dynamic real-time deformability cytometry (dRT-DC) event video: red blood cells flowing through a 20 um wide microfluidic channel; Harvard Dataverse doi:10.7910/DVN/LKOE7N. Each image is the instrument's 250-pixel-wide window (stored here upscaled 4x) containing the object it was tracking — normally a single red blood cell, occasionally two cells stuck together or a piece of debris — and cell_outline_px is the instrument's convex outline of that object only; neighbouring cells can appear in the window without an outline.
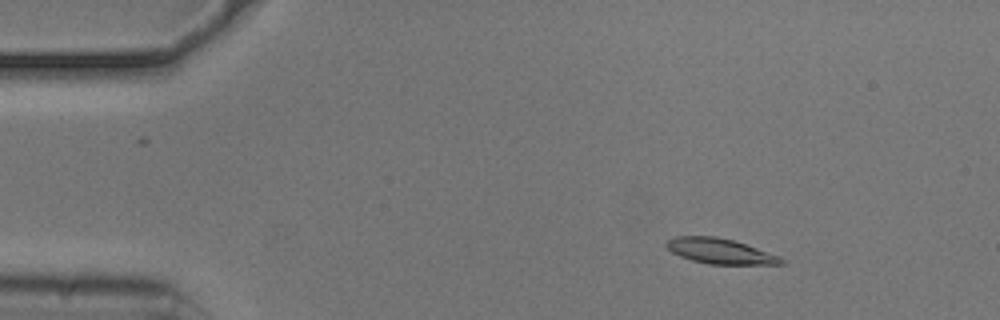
{"species": "common noctule bat (a hibernating species)", "species_latin": "Nyctalus noctula", "temperature_condition": "cold", "stored_images_in_passage": 48, "camera_frame_rate_fps": 3000, "um_per_image_px": 0.085, "animal": {"sex": "male", "body_mass_g": 20.5, "forearm_length_mm": 52.5}, "frame": {"image": 1, "passage_image": 1, "time_ms": 0.0, "image_size_px": [1000, 320], "cell_outline_px": [[788, 260], [784, 264], [708, 264], [692, 260], [680, 256], [672, 252], [664, 244], [668, 240], [676, 236], [716, 236], [732, 240], [780, 256]], "centroid_in_image_um": [61.22, 21.35], "position_along_channel_um": 23.8, "area_um2": 16.82}}
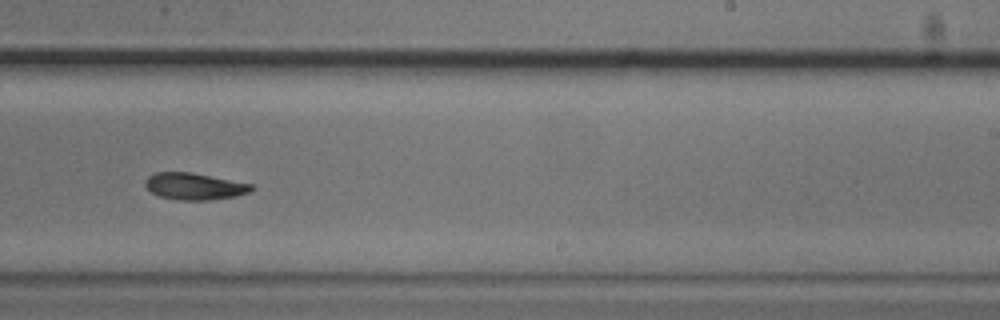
{"frame": {"image": 2, "passage_image": 27, "time_ms": 8.667, "image_size_px": [1000, 320], "cell_outline_px": [[256, 188], [252, 192], [236, 196], [212, 200], [180, 200], [160, 196], [152, 192], [144, 184], [144, 180], [148, 176], [156, 172], [192, 172], [252, 184]], "centroid_in_image_um": [16.57, 15.83], "position_along_channel_um": 272.4, "area_um2": 16.7}}
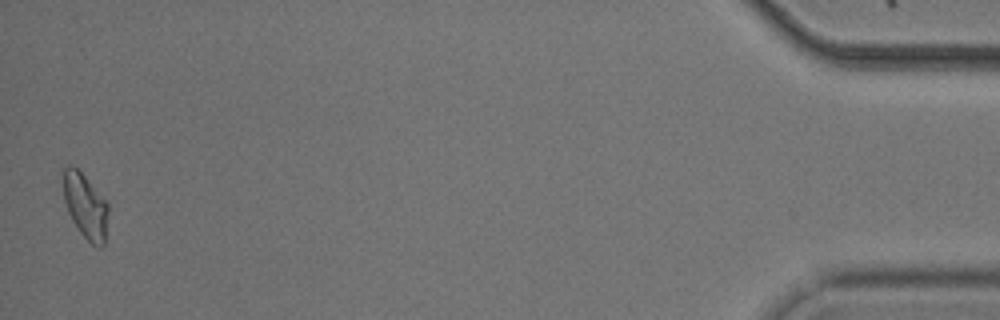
{"frame": {"image": 3, "passage_image": 47, "time_ms": 15.333, "image_size_px": [1000, 320], "cell_outline_px": [[108, 212], [104, 244], [100, 248], [96, 248], [80, 232], [72, 220], [68, 212], [64, 200], [64, 168], [68, 164], [76, 168], [84, 176], [108, 204]], "centroid_in_image_um": [7.26, 17.55], "position_along_channel_um": 427.9, "area_um2": 16.59}, "authors_computed_cell_mechanics": {"area_um2": 16.762, "velocity_mm_per_s": 3.7026, "shape_relaxation_time_tau1_ms": 4.7552, "shape_relaxation_time_tau2_ms": null, "deformation_change_tau1": 0.1239, "deformation_change_tau2": null}}